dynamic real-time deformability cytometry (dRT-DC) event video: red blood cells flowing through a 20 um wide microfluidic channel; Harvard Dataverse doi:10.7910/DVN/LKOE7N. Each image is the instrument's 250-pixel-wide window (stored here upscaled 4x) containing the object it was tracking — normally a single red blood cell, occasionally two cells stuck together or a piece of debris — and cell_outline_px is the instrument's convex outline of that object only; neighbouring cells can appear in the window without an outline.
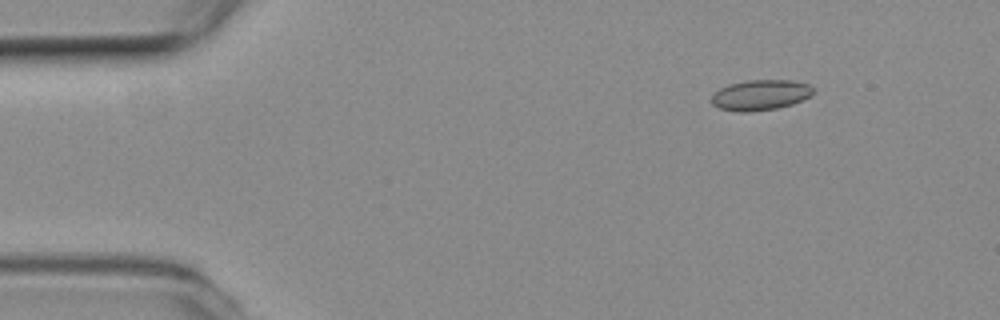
{"species": "common noctule bat (a hibernating species)", "species_latin": "Nyctalus noctula", "temperature_condition": "room temperature", "stored_images_in_passage": 5, "camera_frame_rate_fps": 3000, "um_per_image_px": 0.085, "animal": {"sex": "female", "body_mass_g": 19.3, "forearm_length_mm": 54.1}, "frame": {"image": 1, "passage_image": 2, "time_ms": 0.333, "image_size_px": [1000, 320], "cell_outline_px": [[816, 92], [812, 96], [792, 104], [776, 108], [748, 112], [740, 112], [720, 108], [712, 104], [712, 96], [720, 88], [728, 84], [748, 80], [792, 80], [808, 84], [816, 88]], "centroid_in_image_um": [64.7, 8.06], "position_along_channel_um": 20.3, "area_um2": 18.15}}
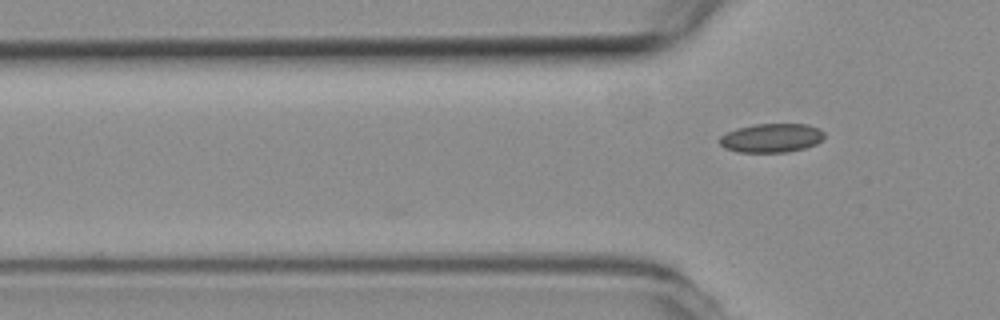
{"frame": {"image": 2, "passage_image": 5, "time_ms": 1.333, "image_size_px": [1000, 320], "cell_outline_px": [[824, 140], [816, 144], [804, 148], [788, 152], [736, 152], [724, 148], [720, 144], [720, 136], [736, 128], [752, 124], [808, 124], [820, 128], [824, 132]], "centroid_in_image_um": [65.6, 11.72], "position_along_channel_um": 60.2, "area_um2": 17.86}}